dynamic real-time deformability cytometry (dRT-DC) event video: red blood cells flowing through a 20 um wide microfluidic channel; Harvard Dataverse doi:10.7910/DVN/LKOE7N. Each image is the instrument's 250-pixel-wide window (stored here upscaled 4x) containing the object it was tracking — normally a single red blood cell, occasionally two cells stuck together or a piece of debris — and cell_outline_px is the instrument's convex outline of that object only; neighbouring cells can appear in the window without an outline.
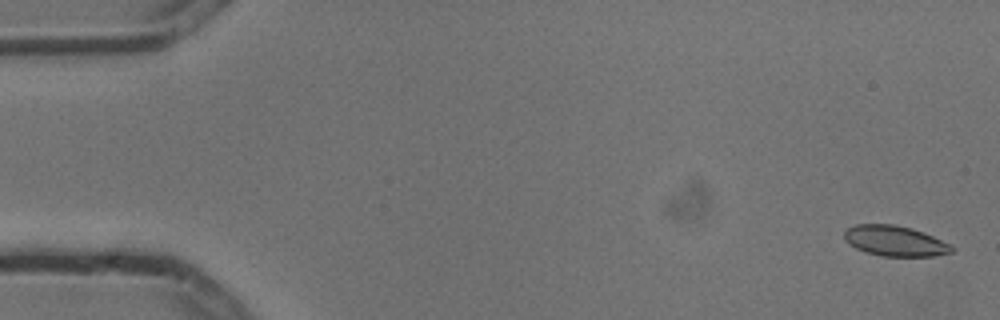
{"species": "common noctule bat (a hibernating species)", "species_latin": "Nyctalus noctula", "temperature_condition": "cold", "stored_images_in_passage": 4, "segment_of_instrument_passage": [2, 2], "camera_frame_rate_fps": 3000, "um_per_image_px": 0.085, "animal": {"sex": "male", "body_mass_g": 13.3}, "frame": {"image": 1, "passage_image": 4, "time_ms": 1.0, "image_size_px": [1000, 320], "cell_outline_px": [[956, 248], [952, 252], [936, 256], [880, 256], [864, 252], [848, 244], [844, 240], [844, 232], [848, 228], [856, 224], [896, 224], [912, 228], [924, 232], [952, 244]], "centroid_in_image_um": [76.09, 20.48], "position_along_channel_um": 8.9, "area_um2": 19.42}}